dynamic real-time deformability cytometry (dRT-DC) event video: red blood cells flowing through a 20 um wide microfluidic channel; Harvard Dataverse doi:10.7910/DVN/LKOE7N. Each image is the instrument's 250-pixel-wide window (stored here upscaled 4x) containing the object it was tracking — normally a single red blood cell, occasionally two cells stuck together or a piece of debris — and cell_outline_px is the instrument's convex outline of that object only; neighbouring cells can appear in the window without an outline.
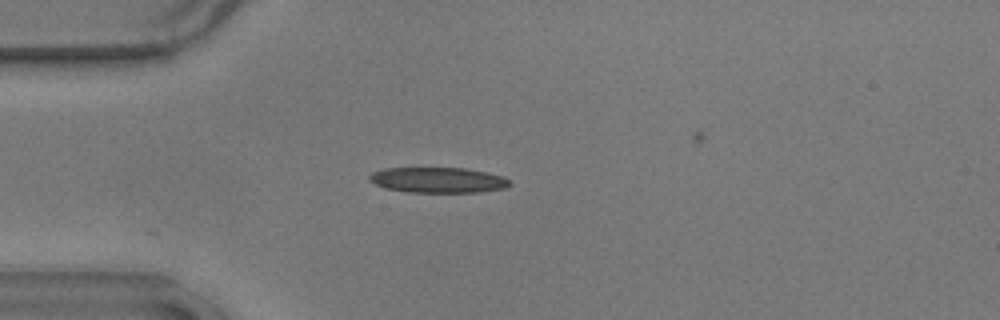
{"species": "common noctule bat (a hibernating species)", "species_latin": "Nyctalus noctula", "temperature_condition": "warm", "stored_images_in_passage": 36, "camera_frame_rate_fps": 3000, "um_per_image_px": 0.085, "animal": {"sex": "male", "body_mass_g": 17.9}, "frame": {"image": 1, "passage_image": 1, "time_ms": 0.0, "image_size_px": [1000, 320], "cell_outline_px": [[512, 184], [504, 188], [480, 192], [408, 192], [384, 188], [368, 180], [368, 176], [372, 172], [384, 168], [464, 168], [488, 172], [504, 176]], "centroid_in_image_um": [37.22, 15.3], "position_along_channel_um": 47.8, "area_um2": 20.92}}
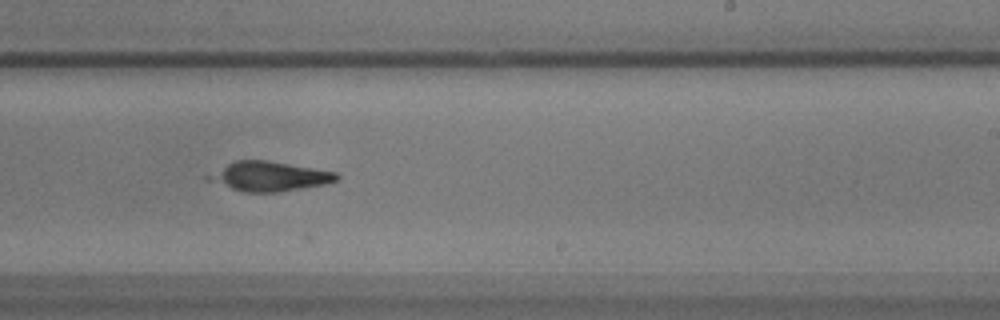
{"frame": {"image": 2, "passage_image": 20, "time_ms": 6.333, "image_size_px": [1000, 320], "cell_outline_px": [[340, 180], [324, 184], [280, 192], [244, 192], [232, 188], [220, 180], [216, 176], [228, 164], [236, 160], [264, 160], [336, 172], [340, 176]], "centroid_in_image_um": [23.17, 14.99], "position_along_channel_um": 265.8, "area_um2": 20.46}}
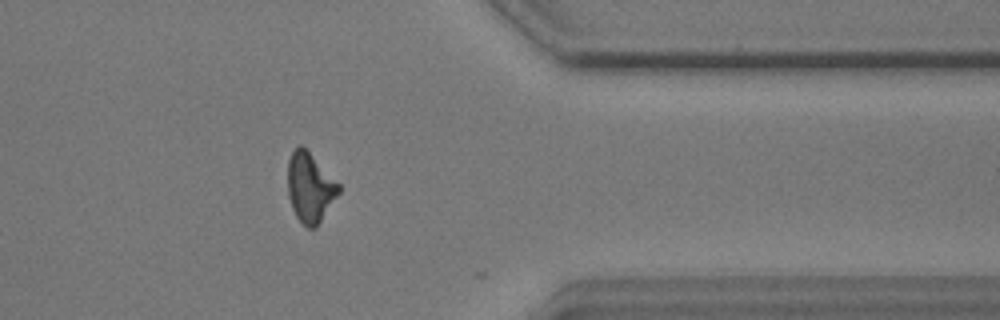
{"frame": {"image": 3, "passage_image": 31, "time_ms": 10.0, "image_size_px": [1000, 320], "cell_outline_px": [[340, 192], [316, 228], [308, 228], [296, 216], [292, 208], [288, 196], [288, 160], [292, 152], [300, 144], [340, 184]], "centroid_in_image_um": [26.35, 15.96], "position_along_channel_um": 385.1, "area_um2": 20.35}}